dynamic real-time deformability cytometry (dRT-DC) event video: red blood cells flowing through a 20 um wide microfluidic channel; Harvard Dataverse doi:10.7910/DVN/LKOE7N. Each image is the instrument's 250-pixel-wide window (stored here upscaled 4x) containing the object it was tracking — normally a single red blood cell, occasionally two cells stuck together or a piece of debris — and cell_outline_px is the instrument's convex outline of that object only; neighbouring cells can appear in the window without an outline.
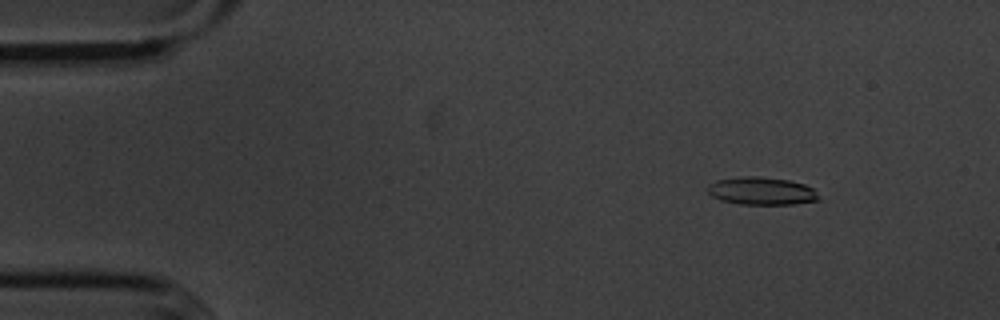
{"species": "common noctule bat (a hibernating species)", "species_latin": "Nyctalus noctula", "temperature_condition": "cold", "stored_images_in_passage": 9, "camera_frame_rate_fps": 3000, "um_per_image_px": 0.085, "animal": {"sex": "male", "body_mass_g": 20.1, "forearm_length_mm": 53.5}, "frame": {"image": 1, "passage_image": 2, "time_ms": 1.333, "image_size_px": [1000, 320], "cell_outline_px": [[820, 200], [796, 204], [740, 204], [720, 200], [712, 196], [704, 188], [708, 184], [716, 180], [740, 176], [760, 176], [788, 180], [804, 184], [812, 188], [816, 192]], "centroid_in_image_um": [64.69, 16.23], "position_along_channel_um": 20.3, "area_um2": 18.15}}
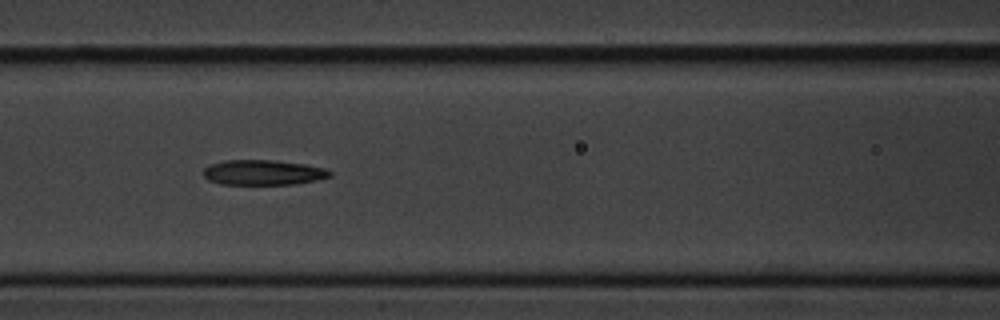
{"frame": {"image": 2, "passage_image": 7, "time_ms": 7.0, "image_size_px": [1000, 320], "cell_outline_px": [[332, 176], [316, 180], [296, 184], [220, 184], [208, 180], [204, 176], [204, 168], [208, 164], [224, 160], [272, 160], [304, 164], [324, 168], [332, 172]], "centroid_in_image_um": [22.35, 14.66], "position_along_channel_um": 144.3, "area_um2": 18.55}}
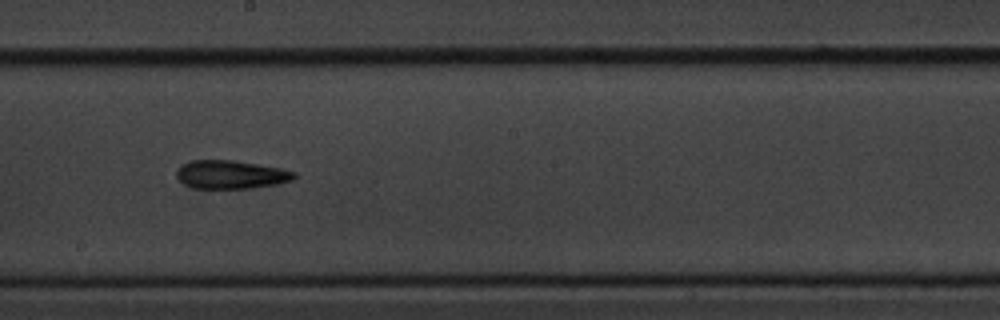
{"frame": {"image": 3, "passage_image": 9, "time_ms": 9.333, "image_size_px": [1000, 320], "cell_outline_px": [[296, 176], [292, 180], [276, 184], [252, 188], [192, 188], [184, 184], [176, 176], [176, 172], [184, 164], [192, 160], [232, 160], [280, 168], [296, 172]], "centroid_in_image_um": [19.63, 14.84], "position_along_channel_um": 228.6, "area_um2": 19.25}}